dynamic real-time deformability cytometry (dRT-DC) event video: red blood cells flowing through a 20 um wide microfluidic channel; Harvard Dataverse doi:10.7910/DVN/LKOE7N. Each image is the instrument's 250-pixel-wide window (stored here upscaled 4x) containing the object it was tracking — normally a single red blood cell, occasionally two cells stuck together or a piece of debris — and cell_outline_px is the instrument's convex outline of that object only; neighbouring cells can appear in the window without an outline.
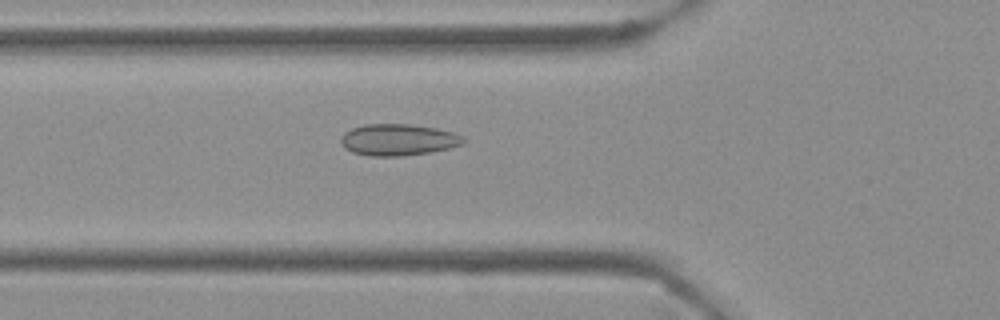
{"species": "Egyptian fruit bat (a non-hibernating species)", "species_latin": "Rousettus aegyptiacus", "temperature_condition": "cold", "stored_images_in_passage": 7, "segment_of_instrument_passage": [1, 2], "camera_frame_rate_fps": 3000, "um_per_image_px": 0.085, "frame": {"image": 1, "passage_image": 6, "time_ms": 1.667, "image_size_px": [1000, 320], "cell_outline_px": [[468, 140], [464, 144], [448, 148], [428, 152], [400, 156], [368, 156], [352, 152], [344, 148], [340, 140], [340, 136], [344, 132], [352, 128], [364, 124], [408, 124], [436, 128], [452, 132], [464, 136]], "centroid_in_image_um": [33.84, 11.88], "position_along_channel_um": 92.0, "area_um2": 22.66}}